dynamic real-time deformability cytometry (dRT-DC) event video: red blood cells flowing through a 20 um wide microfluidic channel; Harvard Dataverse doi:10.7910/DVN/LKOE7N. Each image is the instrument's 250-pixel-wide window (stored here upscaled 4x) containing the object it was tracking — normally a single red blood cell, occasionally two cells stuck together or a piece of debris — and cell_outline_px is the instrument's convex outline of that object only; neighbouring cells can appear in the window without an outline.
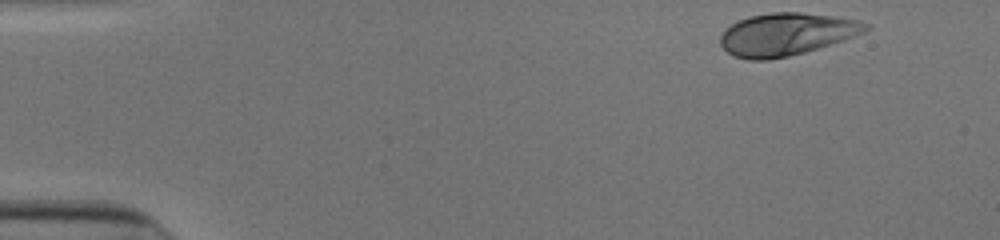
{"species": "human", "species_latin": "Homo sapiens", "temperature_condition": "cold", "stored_images_in_passage": 38, "camera_frame_rate_fps": 3000, "um_per_image_px": 0.085, "donor": {"sex": "male"}, "frame": {"image": 1, "passage_image": 1, "time_ms": 0.0, "image_size_px": [1000, 240], "cell_outline_px": [[872, 28], [864, 32], [844, 40], [804, 52], [788, 56], [768, 60], [748, 60], [732, 56], [720, 44], [720, 36], [732, 24], [748, 16], [772, 12], [800, 12], [832, 16], [860, 20], [868, 24]], "centroid_in_image_um": [66.85, 2.91], "position_along_channel_um": 18.1, "area_um2": 35.89}}
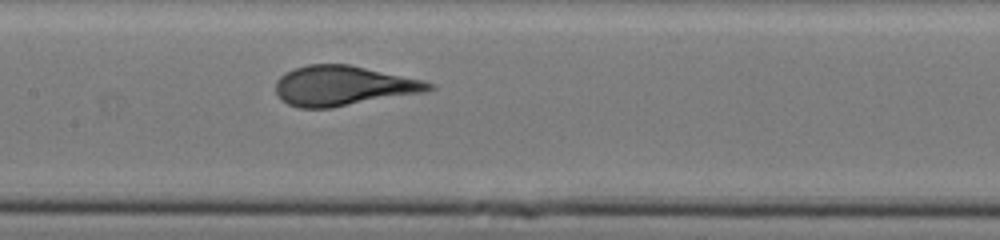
{"frame": {"image": 2, "passage_image": 22, "time_ms": 7.0, "image_size_px": [1000, 240], "cell_outline_px": [[436, 88], [424, 92], [332, 108], [300, 108], [288, 104], [280, 100], [276, 92], [276, 80], [284, 72], [292, 68], [308, 64], [348, 64], [424, 80], [436, 84]], "centroid_in_image_um": [29.16, 7.29], "position_along_channel_um": 178.2, "area_um2": 35.89}}
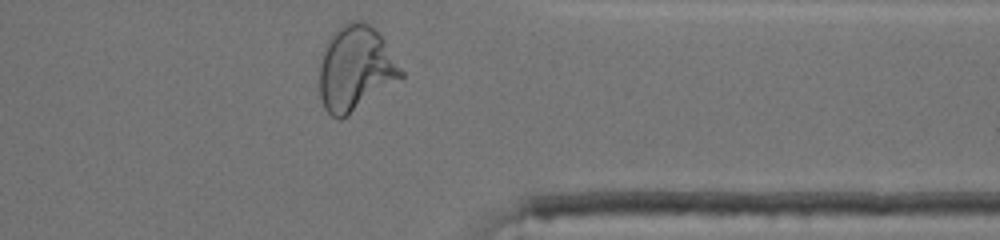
{"frame": {"image": 3, "passage_image": 38, "time_ms": 12.333, "image_size_px": [1000, 240], "cell_outline_px": [[404, 76], [348, 116], [340, 120], [332, 116], [324, 108], [320, 96], [320, 64], [324, 44], [332, 32], [340, 24], [348, 20], [360, 20], [376, 28], [384, 40], [404, 72]], "centroid_in_image_um": [30.2, 5.79], "position_along_channel_um": 381.2, "area_um2": 40.69}, "authors_computed_cell_mechanics": {"area_um2": 35.4025, "velocity_mm_per_s": 3.912, "shape_relaxation_time_tau1_ms": 4.2388, "shape_relaxation_time_tau2_ms": null, "deformation_change_tau1": 0.2225, "deformation_change_tau2": null}}